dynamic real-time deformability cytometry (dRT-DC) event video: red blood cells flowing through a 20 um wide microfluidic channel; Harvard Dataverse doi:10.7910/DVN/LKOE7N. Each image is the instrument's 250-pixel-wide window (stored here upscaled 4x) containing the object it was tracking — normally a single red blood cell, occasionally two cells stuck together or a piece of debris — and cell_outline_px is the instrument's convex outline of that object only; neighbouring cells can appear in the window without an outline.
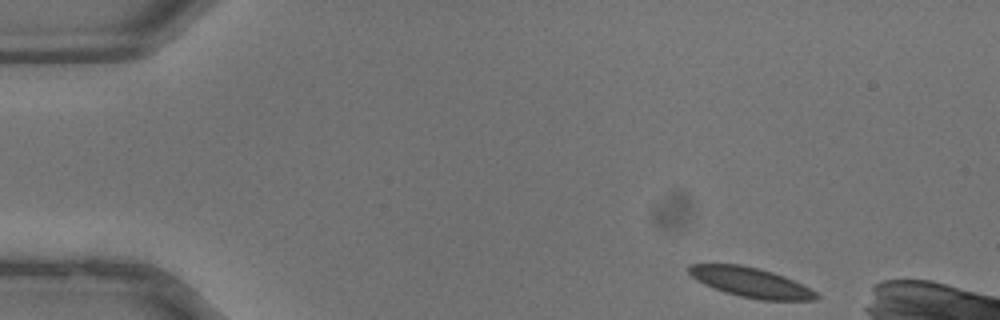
{"species": "common noctule bat (a hibernating species)", "species_latin": "Nyctalus noctula", "temperature_condition": "warm", "stored_images_in_passage": 35, "camera_frame_rate_fps": 3000, "um_per_image_px": 0.085, "animal": {"sex": "male", "body_mass_g": 13.3}, "frame": {"image": 1, "passage_image": 1, "time_ms": 0.0, "image_size_px": [1000, 320], "cell_outline_px": [[820, 296], [816, 300], [760, 300], [740, 296], [724, 292], [704, 284], [696, 280], [688, 272], [688, 264], [740, 264], [760, 268], [784, 276], [816, 292]], "centroid_in_image_um": [63.79, 24.0], "position_along_channel_um": 21.2, "area_um2": 21.96}}
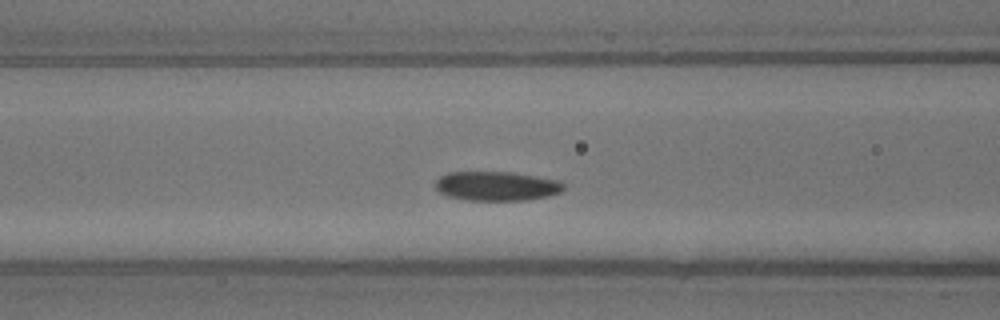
{"frame": {"image": 2, "passage_image": 12, "time_ms": 3.667, "image_size_px": [1000, 320], "cell_outline_px": [[564, 188], [560, 192], [548, 196], [528, 200], [468, 200], [448, 196], [440, 192], [436, 188], [436, 180], [440, 176], [448, 172], [512, 172], [560, 180], [564, 184]], "centroid_in_image_um": [42.23, 15.81], "position_along_channel_um": 124.4, "area_um2": 21.91}}
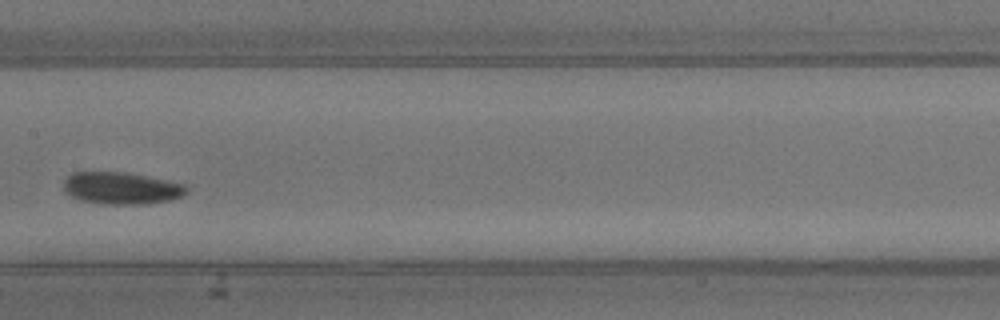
{"frame": {"image": 3, "passage_image": 16, "time_ms": 5.0, "image_size_px": [1000, 320], "cell_outline_px": [[188, 192], [172, 200], [148, 204], [100, 204], [80, 200], [64, 192], [64, 180], [72, 172], [120, 172], [168, 180], [184, 184], [188, 188]], "centroid_in_image_um": [10.32, 16.01], "position_along_channel_um": 197.1, "area_um2": 23.0}}